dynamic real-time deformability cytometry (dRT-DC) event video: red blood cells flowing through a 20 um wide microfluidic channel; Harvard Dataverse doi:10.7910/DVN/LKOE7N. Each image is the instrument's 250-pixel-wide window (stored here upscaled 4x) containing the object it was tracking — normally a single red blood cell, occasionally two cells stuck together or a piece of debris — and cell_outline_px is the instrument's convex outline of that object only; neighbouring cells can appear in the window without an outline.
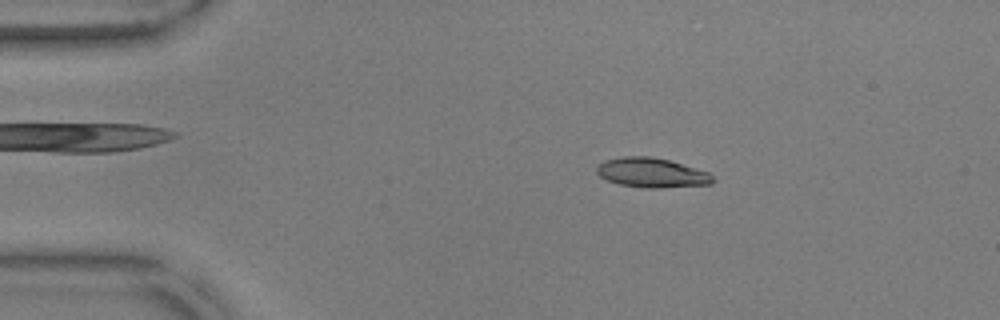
{"species": "common noctule bat (a hibernating species)", "species_latin": "Nyctalus noctula", "temperature_condition": "warm", "stored_images_in_passage": 56, "camera_frame_rate_fps": 3000, "um_per_image_px": 0.085, "animal": {"sex": "male", "body_mass_g": 17.9, "forearm_length_mm": 54.2}, "frame": {"image": 1, "passage_image": 10, "time_ms": 3.0, "image_size_px": [1000, 320], "cell_outline_px": [[716, 180], [712, 184], [660, 188], [644, 188], [620, 184], [608, 180], [600, 176], [596, 172], [596, 168], [604, 160], [624, 156], [648, 156], [668, 160], [708, 172]], "centroid_in_image_um": [55.4, 14.69], "position_along_channel_um": 29.6, "area_um2": 19.88}}
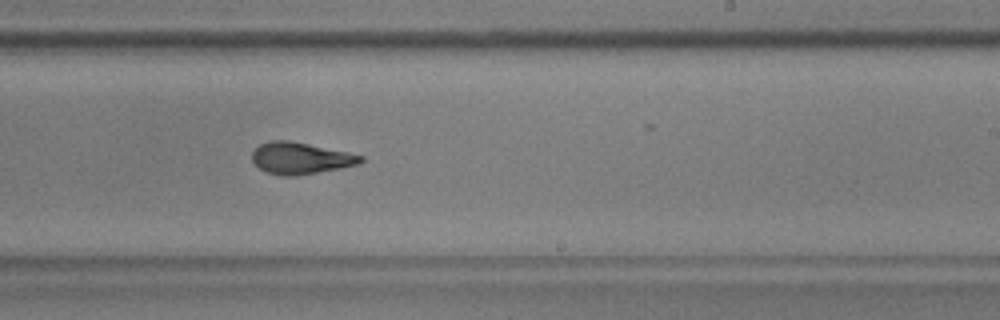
{"frame": {"image": 2, "passage_image": 34, "time_ms": 11.0, "image_size_px": [1000, 320], "cell_outline_px": [[364, 160], [356, 164], [340, 168], [296, 176], [284, 176], [268, 172], [260, 168], [252, 160], [252, 152], [260, 144], [272, 140], [288, 140], [348, 152], [364, 156]], "centroid_in_image_um": [25.54, 13.44], "position_along_channel_um": 263.5, "area_um2": 19.77}}
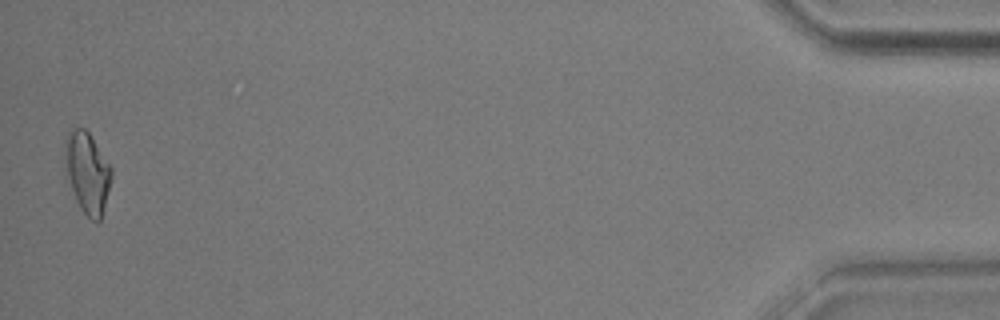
{"frame": {"image": 3, "passage_image": 55, "time_ms": 18.0, "image_size_px": [1000, 320], "cell_outline_px": [[112, 176], [100, 220], [96, 224], [80, 208], [76, 200], [68, 176], [64, 144], [64, 140], [68, 128], [84, 128], [88, 132], [112, 168]], "centroid_in_image_um": [7.42, 14.63], "position_along_channel_um": 427.8, "area_um2": 21.5}, "authors_computed_cell_mechanics": {"area_um2": 20.3167, "velocity_mm_per_s": 3.6053, "shape_relaxation_time_tau1_ms": 9.954, "shape_relaxation_time_tau2_ms": 1.8638, "deformation_change_tau1": 0.2548, "deformation_change_tau2": 0.093}}